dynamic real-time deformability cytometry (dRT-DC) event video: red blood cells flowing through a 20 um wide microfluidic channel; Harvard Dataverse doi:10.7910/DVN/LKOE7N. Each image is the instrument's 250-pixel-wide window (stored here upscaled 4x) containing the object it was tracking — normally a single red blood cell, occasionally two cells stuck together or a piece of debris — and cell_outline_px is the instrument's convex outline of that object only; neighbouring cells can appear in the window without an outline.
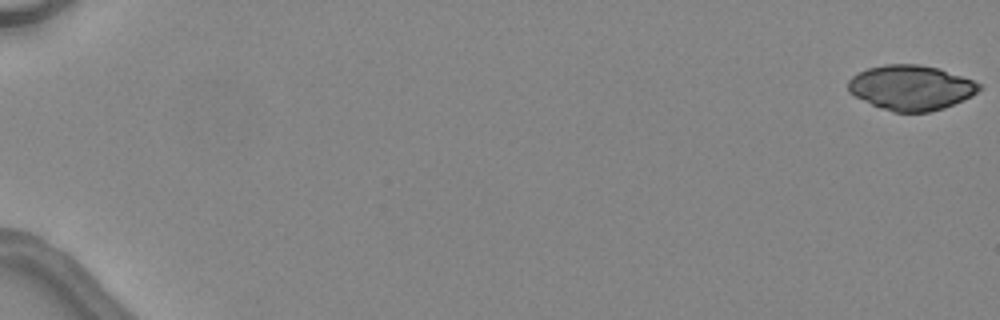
{"species": "common noctule bat (a hibernating species)", "species_latin": "Nyctalus noctula", "temperature_condition": "warm", "stored_images_in_passage": 6, "camera_frame_rate_fps": 3000, "um_per_image_px": 0.085, "animal": {"sex": "female", "body_mass_g": 24.6, "forearm_length_mm": 56.2}, "frame": {"image": 1, "passage_image": 1, "time_ms": 0.0, "image_size_px": [1000, 320], "cell_outline_px": [[980, 88], [972, 96], [964, 100], [944, 108], [928, 112], [892, 112], [880, 108], [848, 92], [848, 80], [852, 76], [868, 68], [884, 64], [920, 64], [940, 68], [972, 80], [980, 84]], "centroid_in_image_um": [77.43, 7.44], "position_along_channel_um": 7.6, "area_um2": 34.28}}